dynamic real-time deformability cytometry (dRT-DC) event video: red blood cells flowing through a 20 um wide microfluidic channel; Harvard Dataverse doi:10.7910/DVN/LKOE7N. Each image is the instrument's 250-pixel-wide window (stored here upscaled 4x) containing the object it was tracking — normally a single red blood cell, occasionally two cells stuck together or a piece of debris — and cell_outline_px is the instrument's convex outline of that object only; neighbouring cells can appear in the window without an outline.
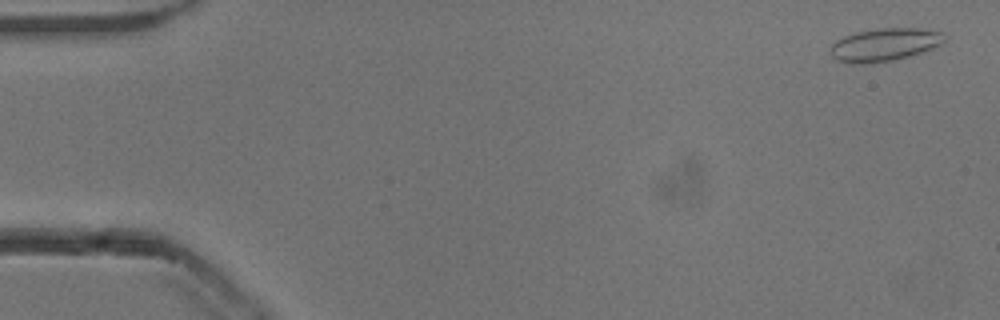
{"species": "common noctule bat (a hibernating species)", "species_latin": "Nyctalus noctula", "temperature_condition": "cold", "stored_images_in_passage": 53, "camera_frame_rate_fps": 3000, "um_per_image_px": 0.085, "animal": {"sex": "male", "body_mass_g": 13.3}, "frame": {"image": 1, "passage_image": 2, "time_ms": 0.333, "image_size_px": [1000, 320], "cell_outline_px": [[948, 36], [940, 44], [932, 48], [908, 56], [892, 60], [864, 64], [852, 64], [836, 60], [832, 56], [832, 44], [836, 40], [844, 36], [856, 32], [880, 28], [920, 28], [944, 32]], "centroid_in_image_um": [75.2, 3.79], "position_along_channel_um": 9.8, "area_um2": 21.79}}
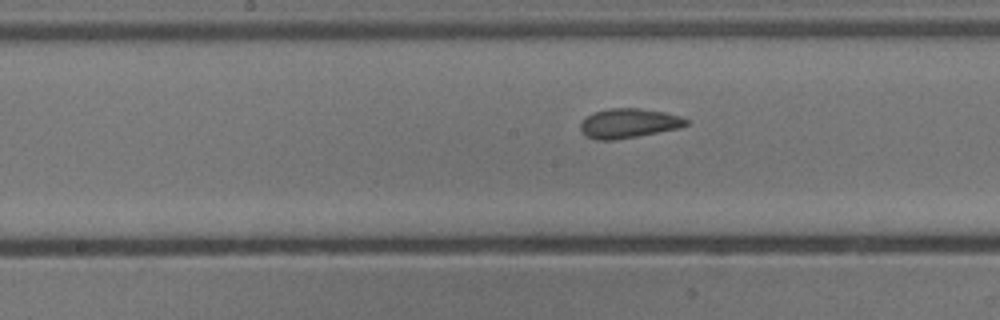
{"frame": {"image": 2, "passage_image": 27, "time_ms": 8.667, "image_size_px": [1000, 320], "cell_outline_px": [[688, 124], [676, 128], [636, 136], [612, 140], [596, 140], [584, 136], [580, 128], [580, 124], [588, 116], [596, 112], [608, 108], [640, 108], [664, 112], [680, 116], [688, 120]], "centroid_in_image_um": [53.4, 10.47], "position_along_channel_um": 194.8, "area_um2": 17.86}}
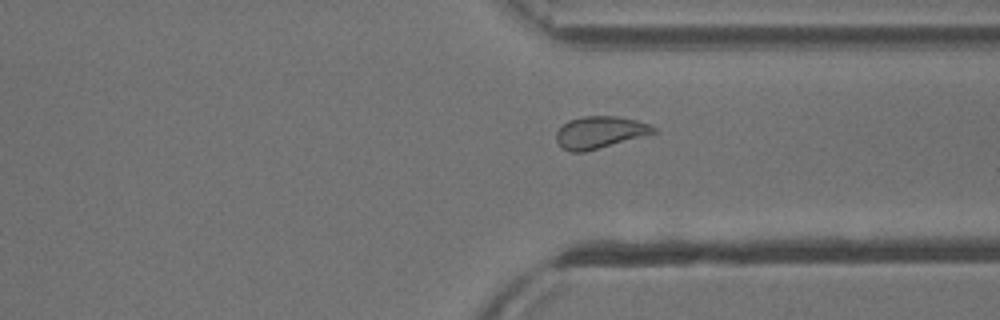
{"frame": {"image": 3, "passage_image": 40, "time_ms": 13.0, "image_size_px": [1000, 320], "cell_outline_px": [[656, 132], [584, 152], [572, 152], [564, 148], [556, 140], [556, 132], [568, 120], [584, 116], [616, 116], [636, 120], [652, 124], [656, 128]], "centroid_in_image_um": [50.99, 11.23], "position_along_channel_um": 360.4, "area_um2": 17.86}, "authors_computed_cell_mechanics": {"area_um2": 18.9006, "velocity_mm_per_s": 3.8365, "shape_relaxation_time_tau1_ms": 7.3895, "shape_relaxation_time_tau2_ms": 1.1013, "deformation_change_tau1": 0.144, "deformation_change_tau2": 0.0787}}